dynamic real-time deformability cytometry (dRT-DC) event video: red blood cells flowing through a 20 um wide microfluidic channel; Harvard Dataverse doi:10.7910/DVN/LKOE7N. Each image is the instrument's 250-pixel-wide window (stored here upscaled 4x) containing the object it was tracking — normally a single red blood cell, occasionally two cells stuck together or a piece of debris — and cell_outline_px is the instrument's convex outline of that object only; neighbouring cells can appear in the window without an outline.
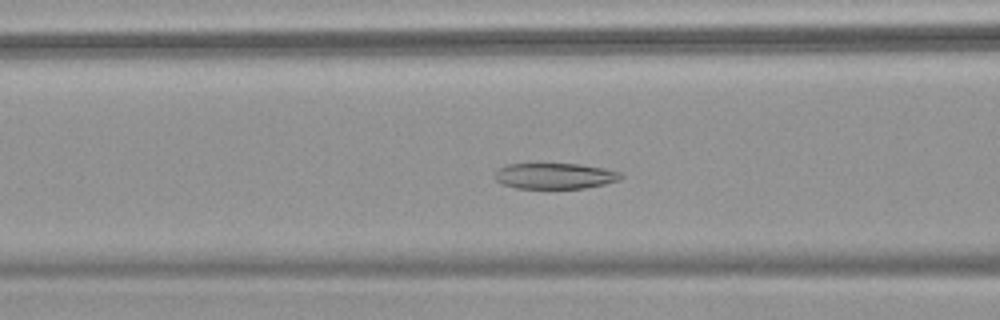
{"species": "common noctule bat (a hibernating species)", "species_latin": "Nyctalus noctula", "temperature_condition": "warm", "stored_images_in_passage": 53, "camera_frame_rate_fps": 3000, "um_per_image_px": 0.085, "animal": {"sex": "female", "body_mass_g": 18.4}, "frame": {"image": 1, "passage_image": 21, "time_ms": 6.667, "image_size_px": [1000, 320], "cell_outline_px": [[624, 176], [620, 180], [604, 184], [584, 188], [516, 188], [500, 184], [496, 180], [496, 172], [500, 168], [508, 164], [580, 164], [604, 168], [620, 172]], "centroid_in_image_um": [47.19, 14.96], "position_along_channel_um": 119.4, "area_um2": 18.9}}
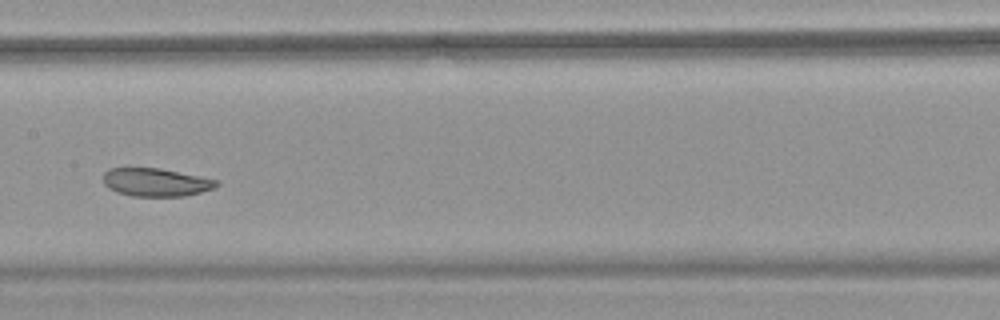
{"frame": {"image": 2, "passage_image": 27, "time_ms": 8.667, "image_size_px": [1000, 320], "cell_outline_px": [[220, 184], [212, 188], [200, 192], [184, 196], [132, 196], [116, 192], [108, 188], [104, 184], [104, 172], [108, 168], [160, 168], [220, 180]], "centroid_in_image_um": [13.25, 15.49], "position_along_channel_um": 194.2, "area_um2": 18.61}}
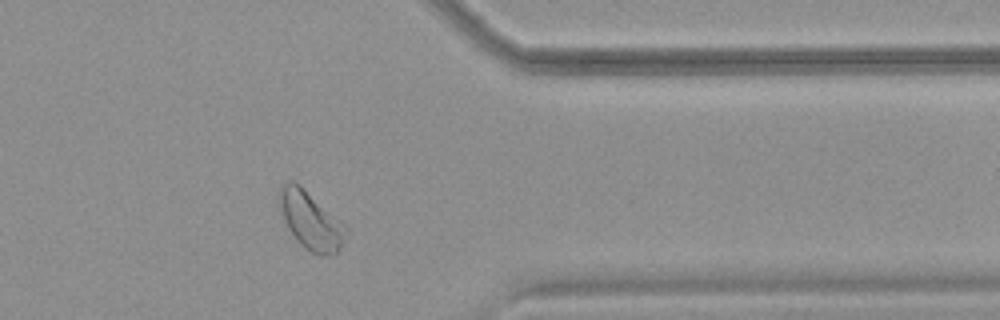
{"frame": {"image": 3, "passage_image": 43, "time_ms": 14.0, "image_size_px": [1000, 320], "cell_outline_px": [[348, 232], [340, 248], [336, 252], [324, 256], [320, 256], [304, 248], [300, 244], [288, 228], [284, 220], [276, 200], [276, 196], [280, 188], [288, 180], [292, 180], [300, 184], [340, 220], [348, 228]], "centroid_in_image_um": [26.38, 18.71], "position_along_channel_um": 385.0, "area_um2": 22.6}, "authors_computed_cell_mechanics": {"area_um2": 23.12, "velocity_mm_per_s": 3.746, "shape_relaxation_time_tau1_ms": 8.9421, "shape_relaxation_time_tau2_ms": 2.0095, "deformation_change_tau1": 0.1853, "deformation_change_tau2": 0.0706}}